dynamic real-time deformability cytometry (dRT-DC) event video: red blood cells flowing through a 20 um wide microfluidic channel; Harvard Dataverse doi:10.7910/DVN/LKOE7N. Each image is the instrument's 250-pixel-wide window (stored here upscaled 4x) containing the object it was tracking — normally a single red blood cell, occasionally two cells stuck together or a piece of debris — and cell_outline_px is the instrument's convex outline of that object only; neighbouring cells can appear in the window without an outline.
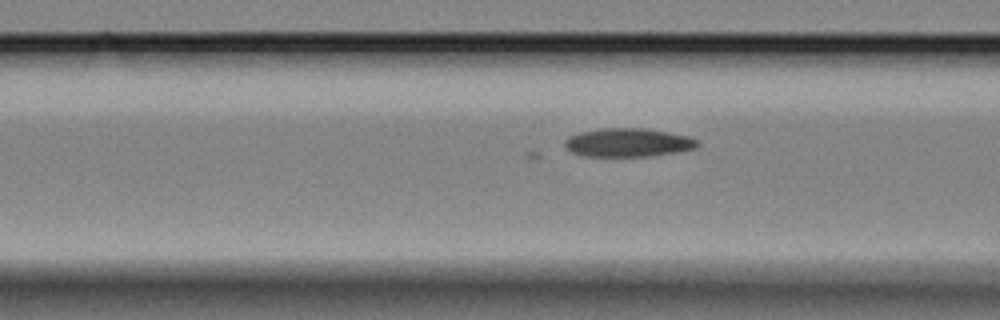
{"species": "Egyptian fruit bat (a non-hibernating species)", "species_latin": "Rousettus aegyptiacus", "temperature_condition": "cold", "stored_images_in_passage": 14, "camera_frame_rate_fps": 3000, "um_per_image_px": 0.085, "animal": {"sex": "female"}, "frame": {"image": 1, "passage_image": 11, "time_ms": 3.333, "image_size_px": [1000, 320], "cell_outline_px": [[700, 144], [696, 148], [676, 152], [648, 156], [584, 156], [572, 152], [564, 144], [564, 140], [568, 136], [580, 132], [600, 128], [640, 128], [668, 132], [688, 136], [700, 140]], "centroid_in_image_um": [53.4, 12.11], "position_along_channel_um": 113.2, "area_um2": 22.08}}